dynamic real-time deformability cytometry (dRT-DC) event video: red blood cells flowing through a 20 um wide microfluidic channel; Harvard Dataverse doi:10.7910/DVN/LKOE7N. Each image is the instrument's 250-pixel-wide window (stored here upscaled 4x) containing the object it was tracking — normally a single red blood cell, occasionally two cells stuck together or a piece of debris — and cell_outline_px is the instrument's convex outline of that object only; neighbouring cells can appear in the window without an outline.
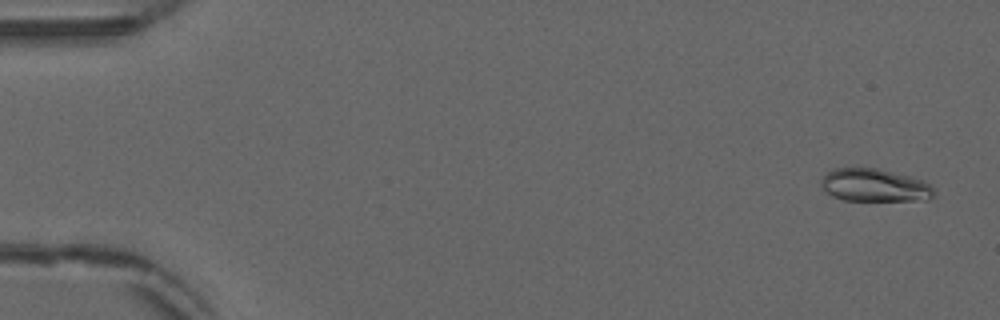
{"species": "common noctule bat (a hibernating species)", "species_latin": "Nyctalus noctula", "temperature_condition": "warm", "stored_images_in_passage": 8, "camera_frame_rate_fps": 3000, "um_per_image_px": 0.085, "animal": {"sex": "male", "forearm_length_mm": 52.5}, "frame": {"image": 1, "passage_image": 3, "time_ms": 0.667, "image_size_px": [1000, 320], "cell_outline_px": [[936, 196], [928, 200], [844, 200], [832, 196], [820, 184], [820, 180], [832, 168], [876, 168], [924, 180], [936, 188]], "centroid_in_image_um": [74.39, 15.75], "position_along_channel_um": 10.6, "area_um2": 21.68}}